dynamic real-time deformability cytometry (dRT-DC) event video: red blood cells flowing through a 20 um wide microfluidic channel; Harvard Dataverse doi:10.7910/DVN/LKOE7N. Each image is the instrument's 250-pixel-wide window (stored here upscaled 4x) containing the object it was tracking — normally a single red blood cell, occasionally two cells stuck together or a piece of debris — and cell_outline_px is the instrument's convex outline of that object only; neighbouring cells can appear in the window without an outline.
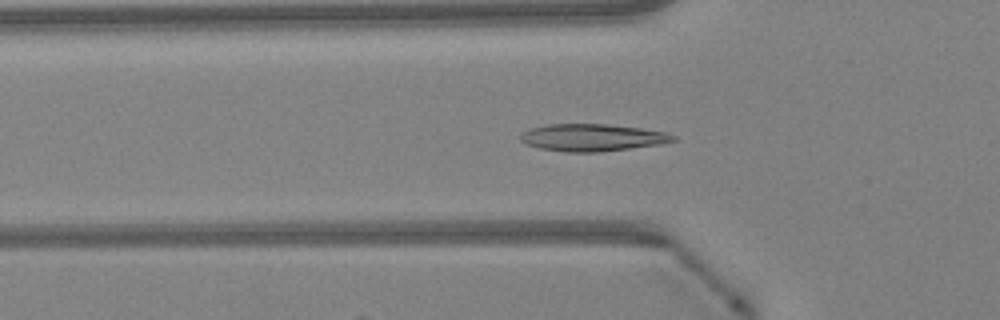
{"species": "Egyptian fruit bat (a non-hibernating species)", "species_latin": "Rousettus aegyptiacus", "temperature_condition": "warm", "stored_images_in_passage": 49, "camera_frame_rate_fps": 3000, "um_per_image_px": 0.085, "animal": {"sex": "female"}, "frame": {"image": 1, "passage_image": 16, "time_ms": 5.0, "image_size_px": [1000, 320], "cell_outline_px": [[676, 140], [660, 144], [600, 152], [564, 152], [540, 148], [524, 144], [520, 140], [520, 132], [528, 128], [548, 124], [608, 124], [640, 128], [664, 132], [676, 136]], "centroid_in_image_um": [50.27, 11.69], "position_along_channel_um": 75.5, "area_um2": 24.33}}
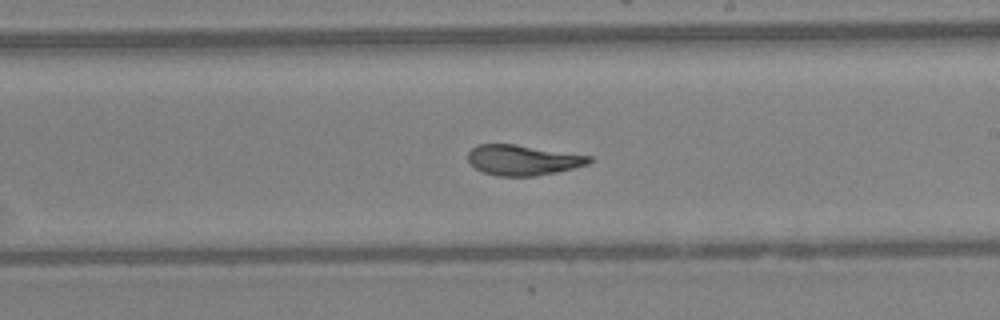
{"frame": {"image": 2, "passage_image": 28, "time_ms": 9.0, "image_size_px": [1000, 320], "cell_outline_px": [[596, 160], [588, 164], [556, 172], [536, 176], [496, 176], [484, 172], [476, 168], [468, 160], [468, 152], [476, 144], [516, 144], [592, 156]], "centroid_in_image_um": [44.47, 13.6], "position_along_channel_um": 244.5, "area_um2": 21.5}}
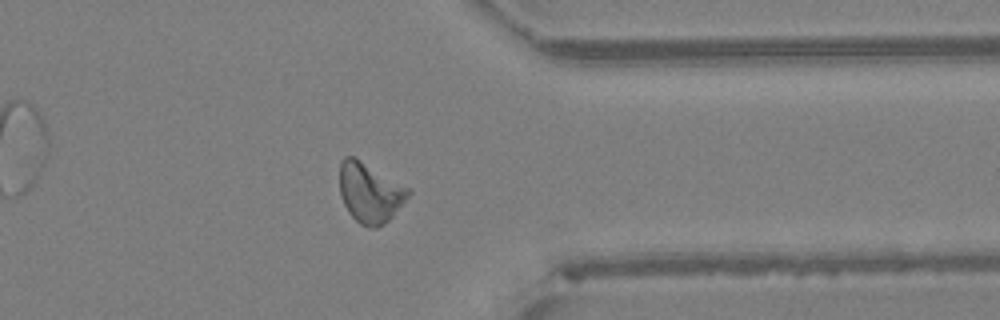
{"frame": {"image": 3, "passage_image": 38, "time_ms": 12.333, "image_size_px": [1000, 320], "cell_outline_px": [[412, 192], [392, 216], [384, 224], [376, 228], [368, 228], [360, 224], [348, 212], [340, 196], [340, 160], [344, 156], [356, 156], [408, 188]], "centroid_in_image_um": [31.41, 16.36], "position_along_channel_um": 380.0, "area_um2": 23.99}, "authors_computed_cell_mechanics": {"area_um2": 22.7154, "velocity_mm_per_s": 4.2417, "shape_relaxation_time_tau1_ms": 3.131, "shape_relaxation_time_tau2_ms": 1.9408, "deformation_change_tau1": 0.1233, "deformation_change_tau2": 0.0739}}